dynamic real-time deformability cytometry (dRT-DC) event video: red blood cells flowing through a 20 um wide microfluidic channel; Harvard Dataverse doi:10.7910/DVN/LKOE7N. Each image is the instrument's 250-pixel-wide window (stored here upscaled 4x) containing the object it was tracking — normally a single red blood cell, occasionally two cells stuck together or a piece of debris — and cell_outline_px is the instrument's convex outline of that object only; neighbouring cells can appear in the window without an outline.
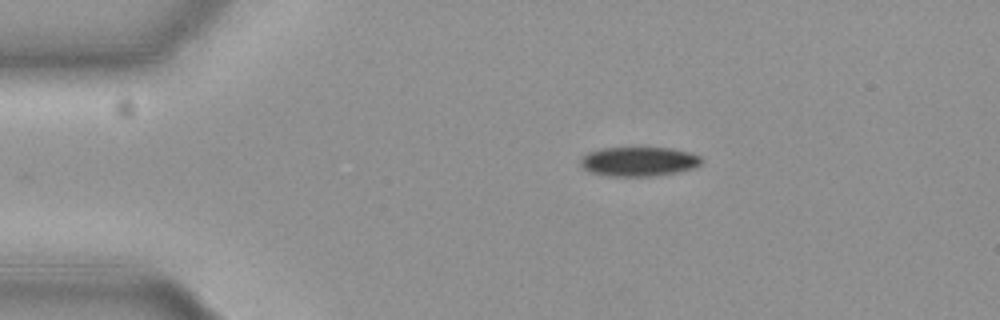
{"species": "common noctule bat (a hibernating species)", "species_latin": "Nyctalus noctula", "temperature_condition": "cold", "stored_images_in_passage": 38, "camera_frame_rate_fps": 3000, "um_per_image_px": 0.085, "animal": {"sex": "female", "body_mass_g": 19.3, "forearm_length_mm": 54.1}, "frame": {"image": 1, "passage_image": 1, "time_ms": 0.0, "image_size_px": [1000, 320], "cell_outline_px": [[704, 160], [696, 168], [680, 172], [656, 176], [608, 176], [588, 172], [580, 164], [580, 160], [588, 152], [604, 148], [668, 148], [688, 152], [700, 156]], "centroid_in_image_um": [54.32, 13.74], "position_along_channel_um": 30.7, "area_um2": 20.81}}
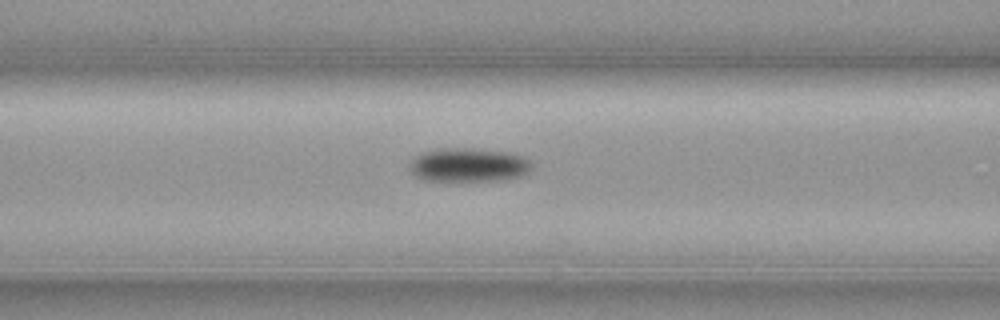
{"frame": {"image": 2, "passage_image": 13, "time_ms": 4.0, "image_size_px": [1000, 320], "cell_outline_px": [[532, 168], [528, 172], [520, 176], [496, 180], [424, 180], [416, 176], [412, 172], [408, 164], [416, 156], [424, 152], [436, 148], [472, 148], [512, 152], [524, 156], [532, 164]], "centroid_in_image_um": [39.84, 14.0], "position_along_channel_um": 126.8, "area_um2": 24.04}}
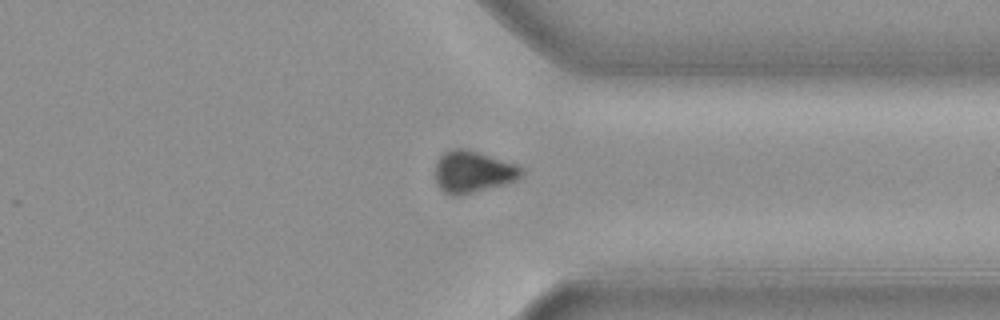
{"frame": {"image": 3, "passage_image": 33, "time_ms": 10.667, "image_size_px": [1000, 320], "cell_outline_px": [[524, 172], [516, 180], [504, 184], [460, 196], [452, 196], [444, 192], [436, 184], [436, 160], [444, 152], [452, 148], [468, 148], [516, 164]], "centroid_in_image_um": [40.17, 14.59], "position_along_channel_um": 371.2, "area_um2": 21.15}, "authors_computed_cell_mechanics": {"area_um2": 23.2067, "velocity_mm_per_s": 3.7037, "shape_relaxation_time_tau1_ms": 2.5172, "shape_relaxation_time_tau2_ms": null, "deformation_change_tau1": 0.0707, "deformation_change_tau2": null}}